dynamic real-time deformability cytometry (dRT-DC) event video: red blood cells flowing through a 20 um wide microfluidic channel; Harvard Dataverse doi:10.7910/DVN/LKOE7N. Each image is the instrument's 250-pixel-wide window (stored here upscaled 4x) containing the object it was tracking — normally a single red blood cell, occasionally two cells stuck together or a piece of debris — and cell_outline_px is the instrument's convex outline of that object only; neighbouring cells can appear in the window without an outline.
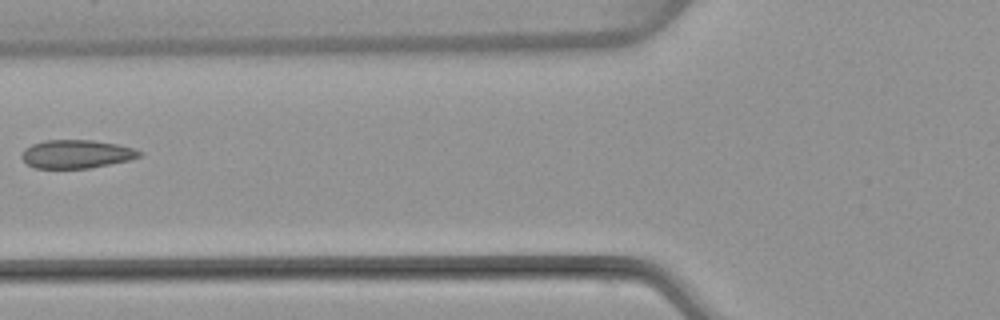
{"species": "common noctule bat (a hibernating species)", "species_latin": "Nyctalus noctula", "temperature_condition": "warm", "stored_images_in_passage": 6, "camera_frame_rate_fps": 3000, "um_per_image_px": 0.085, "animal": {"sex": "female", "body_mass_g": 22.7, "forearm_length_mm": 54.2}, "frame": {"image": 1, "passage_image": 6, "time_ms": 6.0, "image_size_px": [1000, 320], "cell_outline_px": [[144, 152], [140, 156], [128, 160], [88, 168], [36, 168], [28, 164], [20, 156], [24, 148], [32, 144], [44, 140], [92, 140], [116, 144], [136, 148]], "centroid_in_image_um": [6.5, 13.08], "position_along_channel_um": 119.3, "area_um2": 19.42}}